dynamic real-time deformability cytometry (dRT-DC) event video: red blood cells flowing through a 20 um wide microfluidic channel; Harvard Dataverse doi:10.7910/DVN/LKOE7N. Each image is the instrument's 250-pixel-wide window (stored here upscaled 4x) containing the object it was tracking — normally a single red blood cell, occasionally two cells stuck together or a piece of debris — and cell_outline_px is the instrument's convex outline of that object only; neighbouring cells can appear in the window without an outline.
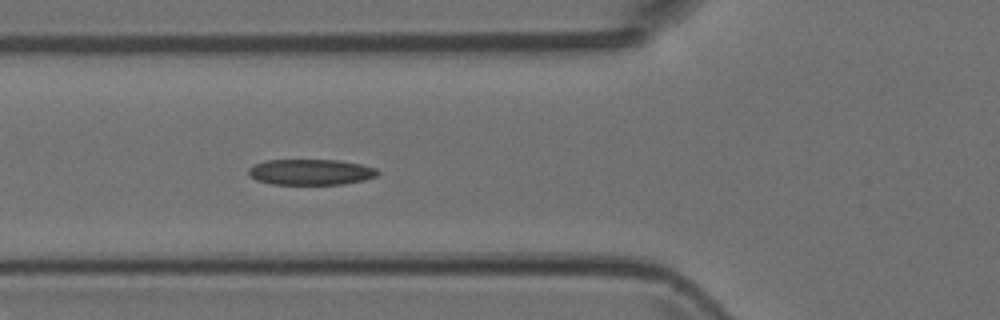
{"species": "Egyptian fruit bat (a non-hibernating species)", "species_latin": "Rousettus aegyptiacus", "temperature_condition": "room temperature", "stored_images_in_passage": 6, "camera_frame_rate_fps": 3000, "um_per_image_px": 0.085, "animal": {"sex": "female"}, "frame": {"image": 1, "passage_image": 6, "time_ms": 1.667, "image_size_px": [1000, 320], "cell_outline_px": [[380, 172], [376, 176], [364, 180], [340, 184], [272, 184], [256, 180], [248, 172], [248, 168], [252, 164], [264, 160], [340, 160], [360, 164], [376, 168]], "centroid_in_image_um": [26.39, 14.61], "position_along_channel_um": 99.4, "area_um2": 19.42}}